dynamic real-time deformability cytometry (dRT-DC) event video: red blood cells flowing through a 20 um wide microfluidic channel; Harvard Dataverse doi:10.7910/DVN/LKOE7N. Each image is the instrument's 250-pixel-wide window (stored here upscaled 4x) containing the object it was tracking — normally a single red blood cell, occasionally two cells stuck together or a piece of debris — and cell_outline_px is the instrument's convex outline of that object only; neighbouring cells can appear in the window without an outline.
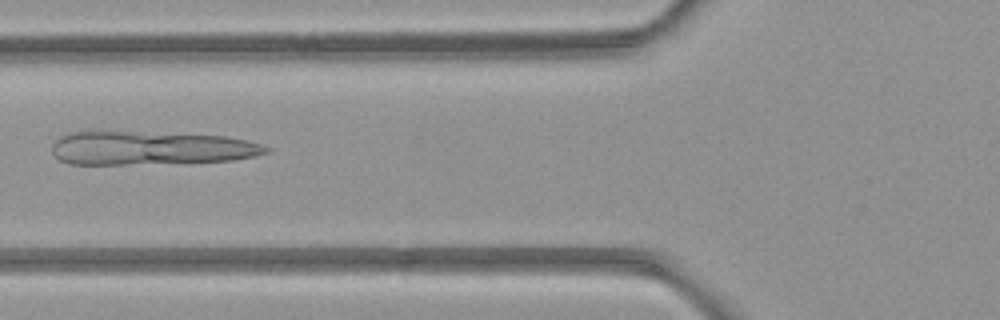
{"species": "common noctule bat (a hibernating species)", "species_latin": "Nyctalus noctula", "temperature_condition": "room temperature", "stored_images_in_passage": 5, "camera_frame_rate_fps": 3000, "um_per_image_px": 0.085, "animal": {"sex": "female", "body_mass_g": 21.9}, "frame": {"image": 1, "passage_image": 5, "time_ms": 5.333, "image_size_px": [1000, 320], "cell_outline_px": [[272, 148], [268, 152], [256, 156], [232, 160], [124, 164], [68, 164], [60, 160], [52, 152], [52, 144], [60, 136], [68, 132], [92, 128], [96, 128], [224, 136], [248, 140]], "centroid_in_image_um": [12.69, 12.53], "position_along_channel_um": 113.1, "area_um2": 43.18}}